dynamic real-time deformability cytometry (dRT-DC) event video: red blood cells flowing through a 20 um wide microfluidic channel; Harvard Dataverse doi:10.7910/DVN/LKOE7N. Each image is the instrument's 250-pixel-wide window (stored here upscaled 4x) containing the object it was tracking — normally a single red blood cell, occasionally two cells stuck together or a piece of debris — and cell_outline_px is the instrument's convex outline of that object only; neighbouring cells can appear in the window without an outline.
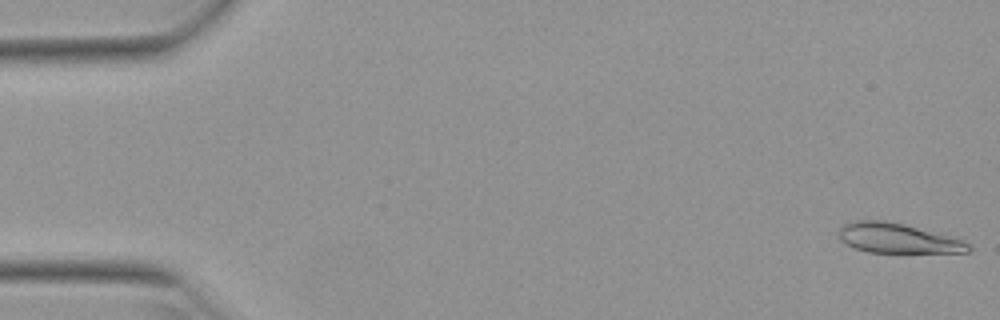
{"species": "Egyptian fruit bat (a non-hibernating species)", "species_latin": "Rousettus aegyptiacus", "temperature_condition": "warm", "stored_images_in_passage": 52, "camera_frame_rate_fps": 3000, "um_per_image_px": 0.085, "animal": {"sex": "female"}, "frame": {"image": 1, "passage_image": 1, "time_ms": 0.0, "image_size_px": [1000, 320], "cell_outline_px": [[972, 248], [968, 252], [868, 252], [852, 248], [840, 240], [836, 232], [844, 224], [852, 220], [884, 220], [904, 224], [964, 240]], "centroid_in_image_um": [76.23, 20.24], "position_along_channel_um": 8.8, "area_um2": 22.54}}
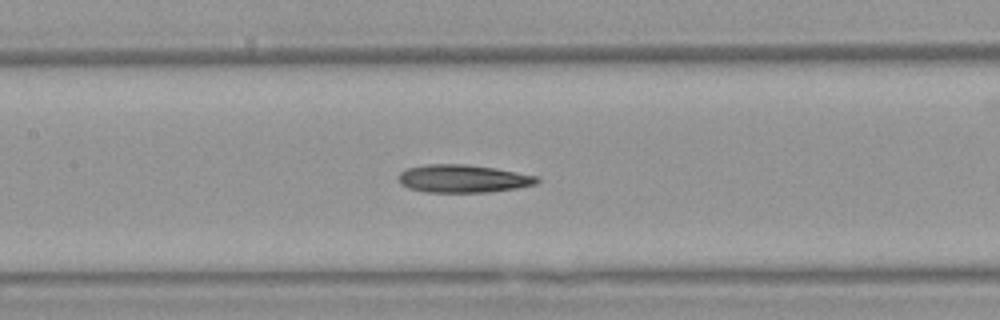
{"frame": {"image": 2, "passage_image": 24, "time_ms": 7.667, "image_size_px": [1000, 320], "cell_outline_px": [[540, 180], [536, 184], [516, 188], [488, 192], [424, 192], [408, 188], [400, 184], [396, 176], [404, 168], [428, 164], [464, 164], [496, 168], [540, 176]], "centroid_in_image_um": [39.33, 15.18], "position_along_channel_um": 168.1, "area_um2": 22.83}}
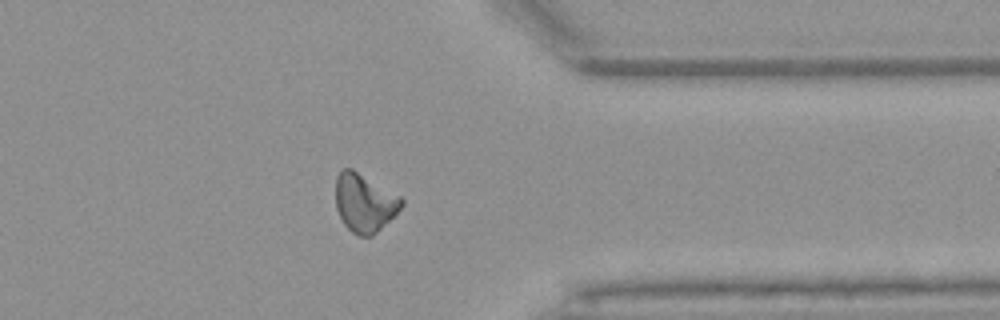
{"frame": {"image": 3, "passage_image": 41, "time_ms": 13.333, "image_size_px": [1000, 320], "cell_outline_px": [[404, 204], [372, 236], [356, 236], [344, 224], [336, 208], [336, 176], [340, 168], [352, 168], [400, 196], [404, 200]], "centroid_in_image_um": [30.95, 17.21], "position_along_channel_um": 380.5, "area_um2": 22.2}, "authors_computed_cell_mechanics": {"area_um2": 22.2241, "velocity_mm_per_s": 3.9242, "shape_relaxation_time_tau1_ms": null, "shape_relaxation_time_tau2_ms": 5.1095, "deformation_change_tau1": null, "deformation_change_tau2": 0.1565}}